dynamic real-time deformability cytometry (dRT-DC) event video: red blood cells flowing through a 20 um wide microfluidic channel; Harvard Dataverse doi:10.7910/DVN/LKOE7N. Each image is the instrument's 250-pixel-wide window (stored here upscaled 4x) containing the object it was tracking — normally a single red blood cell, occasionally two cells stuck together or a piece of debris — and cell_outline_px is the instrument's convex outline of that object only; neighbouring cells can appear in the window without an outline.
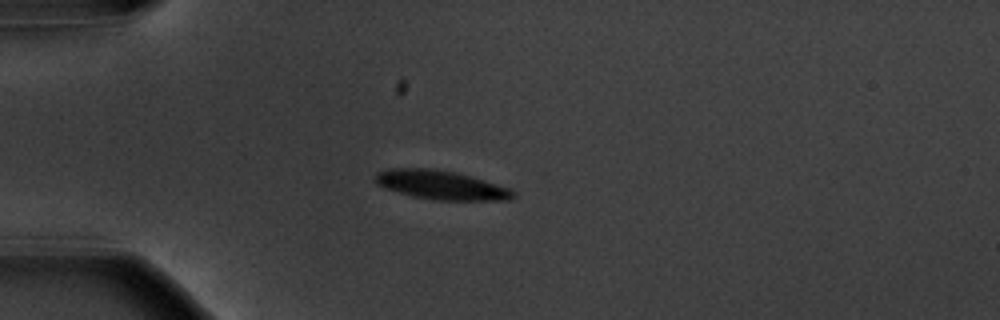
{"species": "common noctule bat (a hibernating species)", "species_latin": "Nyctalus noctula", "temperature_condition": "warm", "stored_images_in_passage": 42, "camera_frame_rate_fps": 3000, "um_per_image_px": 0.085, "animal": {"sex": "male", "body_mass_g": 20.1, "forearm_length_mm": 53.5}, "frame": {"image": 1, "passage_image": 1, "time_ms": 0.0, "image_size_px": [1000, 320], "cell_outline_px": [[516, 196], [508, 200], [432, 200], [412, 196], [384, 188], [376, 184], [372, 180], [376, 172], [388, 168], [432, 168], [456, 172], [508, 188], [516, 192]], "centroid_in_image_um": [37.41, 15.72], "position_along_channel_um": 47.6, "area_um2": 23.41}}
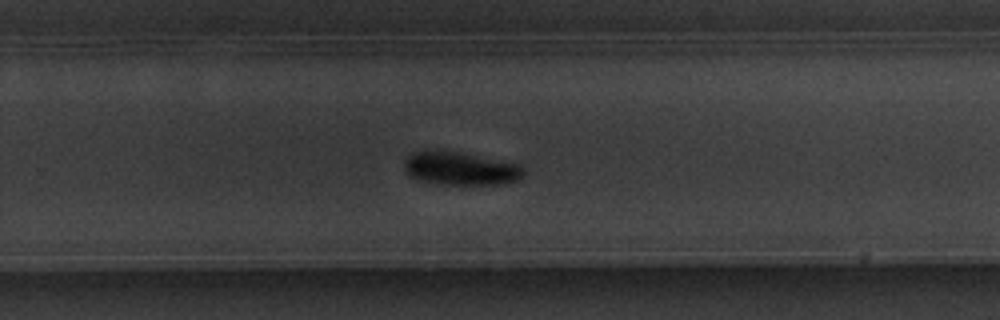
{"frame": {"image": 2, "passage_image": 23, "time_ms": 7.333, "image_size_px": [1000, 320], "cell_outline_px": [[524, 172], [516, 180], [508, 184], [436, 184], [416, 180], [404, 168], [404, 160], [412, 152], [424, 148], [456, 152], [520, 164], [524, 168]], "centroid_in_image_um": [39.08, 14.31], "position_along_channel_um": 290.7, "area_um2": 23.24}}
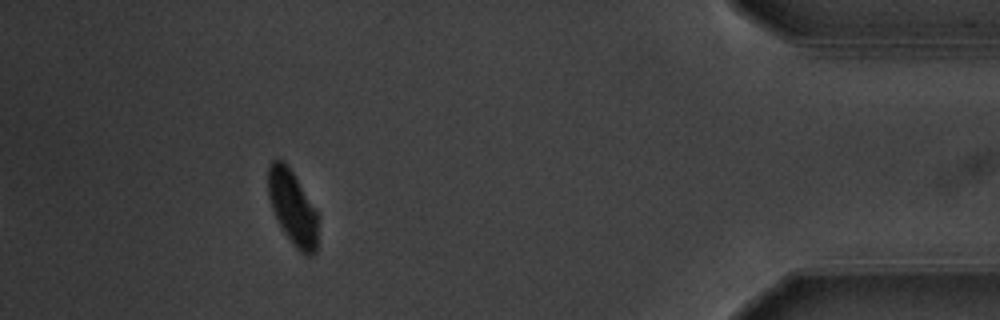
{"frame": {"image": 3, "passage_image": 37, "time_ms": 12.0, "image_size_px": [1000, 320], "cell_outline_px": [[316, 252], [312, 256], [308, 256], [300, 252], [292, 244], [284, 232], [272, 208], [268, 196], [268, 168], [272, 160], [280, 160], [292, 172], [316, 212]], "centroid_in_image_um": [24.84, 17.69], "position_along_channel_um": 410.4, "area_um2": 20.75}, "authors_computed_cell_mechanics": {"area_um2": 23.6691, "velocity_mm_per_s": 3.6085, "shape_relaxation_time_tau1_ms": 2.4402, "shape_relaxation_time_tau2_ms": null, "deformation_change_tau1": 0.1136, "deformation_change_tau2": null}}